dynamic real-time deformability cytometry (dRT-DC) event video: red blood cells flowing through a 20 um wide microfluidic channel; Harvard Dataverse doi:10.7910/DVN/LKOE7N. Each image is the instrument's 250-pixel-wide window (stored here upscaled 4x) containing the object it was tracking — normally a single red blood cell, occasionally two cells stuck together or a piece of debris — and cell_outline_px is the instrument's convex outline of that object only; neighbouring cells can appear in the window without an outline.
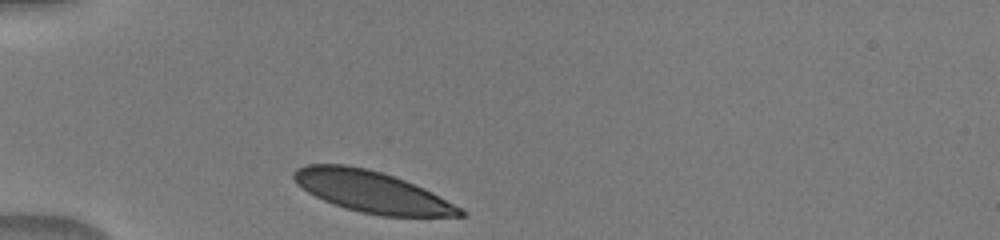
{"species": "human", "species_latin": "Homo sapiens", "temperature_condition": "warm", "stored_images_in_passage": 25, "camera_frame_rate_fps": 3000, "um_per_image_px": 0.085, "donor": {"sex": "male"}, "frame": {"image": 1, "passage_image": 1, "time_ms": 0.0, "image_size_px": [1000, 240], "cell_outline_px": [[464, 216], [380, 216], [360, 212], [344, 208], [324, 200], [308, 192], [296, 184], [292, 176], [292, 172], [296, 168], [308, 164], [344, 164], [368, 168], [404, 180], [424, 188], [432, 192], [460, 208], [464, 212]], "centroid_in_image_um": [31.54, 16.29], "position_along_channel_um": 53.5, "area_um2": 39.82}}
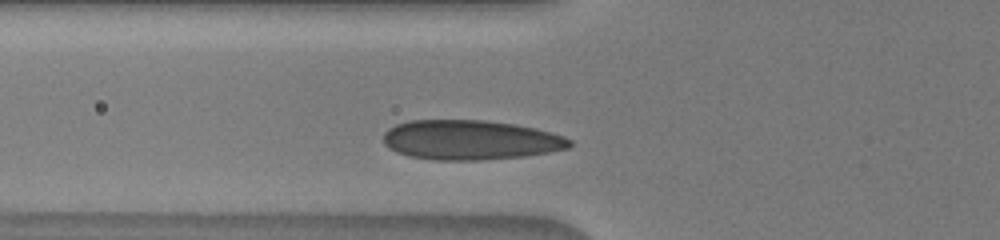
{"frame": {"image": 2, "passage_image": 5, "time_ms": 1.333, "image_size_px": [1000, 240], "cell_outline_px": [[572, 144], [568, 148], [548, 152], [524, 156], [480, 160], [432, 160], [408, 156], [396, 152], [388, 148], [384, 144], [384, 132], [388, 128], [396, 124], [408, 120], [484, 120], [516, 124], [536, 128], [552, 132], [564, 136], [572, 140]], "centroid_in_image_um": [39.96, 11.89], "position_along_channel_um": 85.8, "area_um2": 43.41}}
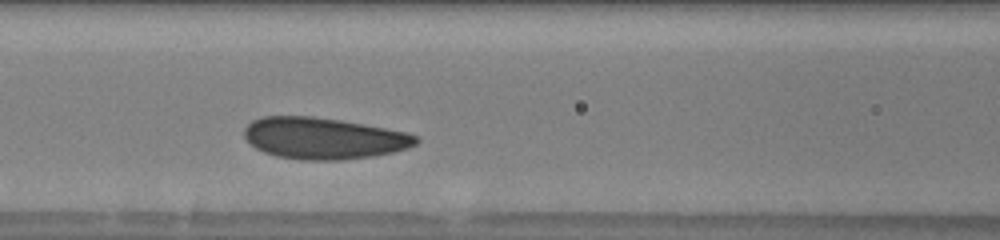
{"frame": {"image": 3, "passage_image": 9, "time_ms": 2.667, "image_size_px": [1000, 240], "cell_outline_px": [[420, 140], [416, 144], [408, 148], [392, 152], [372, 156], [344, 160], [300, 160], [276, 156], [264, 152], [256, 148], [244, 136], [244, 128], [252, 120], [264, 116], [312, 116], [340, 120], [384, 128], [404, 132], [416, 136]], "centroid_in_image_um": [27.48, 11.76], "position_along_channel_um": 139.1, "area_um2": 41.38}}